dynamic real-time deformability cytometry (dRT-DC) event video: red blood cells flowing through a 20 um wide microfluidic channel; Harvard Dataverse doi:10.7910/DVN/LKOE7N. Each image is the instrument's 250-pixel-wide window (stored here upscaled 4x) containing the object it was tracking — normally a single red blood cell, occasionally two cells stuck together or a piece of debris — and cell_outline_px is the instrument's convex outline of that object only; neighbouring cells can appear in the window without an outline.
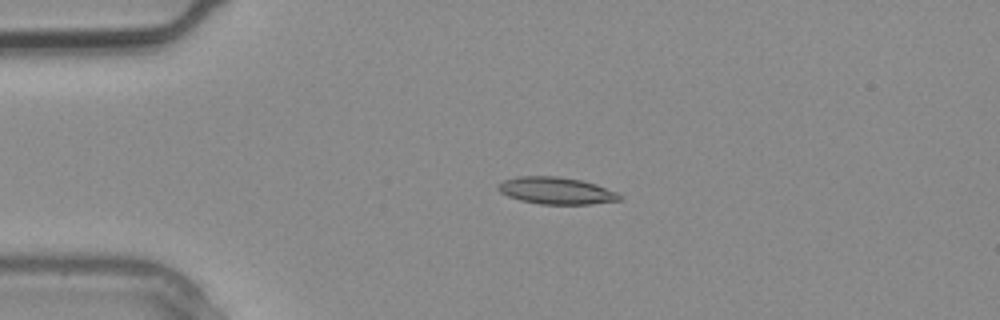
{"species": "common noctule bat (a hibernating species)", "species_latin": "Nyctalus noctula", "temperature_condition": "warm", "stored_images_in_passage": 2, "camera_frame_rate_fps": 3000, "um_per_image_px": 0.085, "animal": {"sex": "male", "body_mass_g": 20.4}, "frame": {"image": 1, "passage_image": 1, "time_ms": 0.0, "image_size_px": [1000, 320], "cell_outline_px": [[624, 196], [620, 200], [588, 204], [540, 204], [520, 200], [508, 196], [500, 192], [496, 188], [496, 184], [504, 180], [516, 176], [560, 176], [580, 180], [596, 184], [616, 192]], "centroid_in_image_um": [47.24, 16.2], "position_along_channel_um": 37.8, "area_um2": 19.19}}
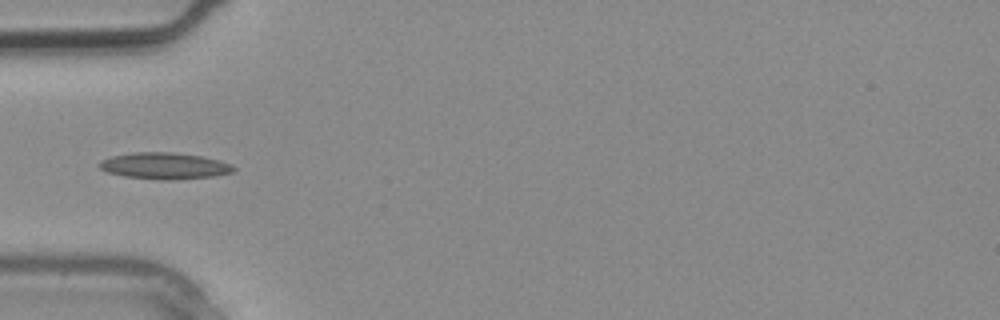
{"frame": {"image": 2, "passage_image": 2, "time_ms": 0.333, "image_size_px": [1000, 320], "cell_outline_px": [[236, 168], [232, 172], [212, 176], [164, 180], [160, 180], [124, 176], [108, 172], [100, 168], [96, 164], [100, 160], [112, 156], [132, 152], [172, 152], [200, 156], [220, 160]], "centroid_in_image_um": [13.92, 14.09], "position_along_channel_um": 71.1, "area_um2": 20.52}}